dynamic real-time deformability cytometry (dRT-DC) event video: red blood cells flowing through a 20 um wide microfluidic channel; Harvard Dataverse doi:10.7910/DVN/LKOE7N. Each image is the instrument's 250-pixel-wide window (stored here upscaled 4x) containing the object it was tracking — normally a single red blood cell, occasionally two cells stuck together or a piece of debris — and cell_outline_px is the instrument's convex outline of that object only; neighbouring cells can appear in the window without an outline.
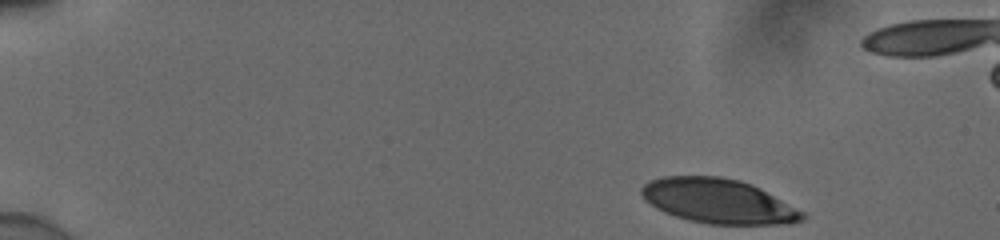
{"species": "human", "species_latin": "Homo sapiens", "temperature_condition": "cold", "stored_images_in_passage": 12, "camera_frame_rate_fps": 3000, "um_per_image_px": 0.085, "donor": {"sex": "male"}, "frame": {"image": 1, "passage_image": 1, "time_ms": 0.0, "image_size_px": [1000, 240], "cell_outline_px": [[808, 216], [804, 220], [792, 224], [708, 224], [688, 220], [664, 212], [656, 208], [644, 200], [640, 192], [640, 188], [648, 180], [664, 176], [720, 176], [740, 180], [752, 184], [760, 188], [804, 212]], "centroid_in_image_um": [61.05, 17.09], "position_along_channel_um": 23.9, "area_um2": 42.08}}
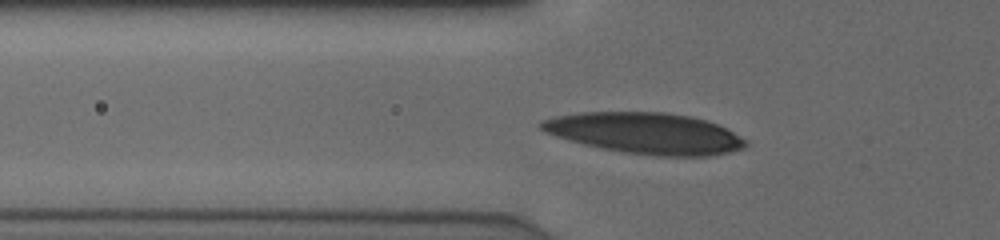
{"frame": {"image": 2, "passage_image": 9, "time_ms": 2.667, "image_size_px": [1000, 240], "cell_outline_px": [[748, 144], [744, 148], [712, 156], [656, 156], [624, 152], [600, 148], [568, 140], [544, 132], [540, 128], [540, 120], [556, 116], [580, 112], [664, 112], [688, 116], [708, 120], [732, 132], [744, 140]], "centroid_in_image_um": [54.82, 11.32], "position_along_channel_um": 71.0, "area_um2": 48.78}}
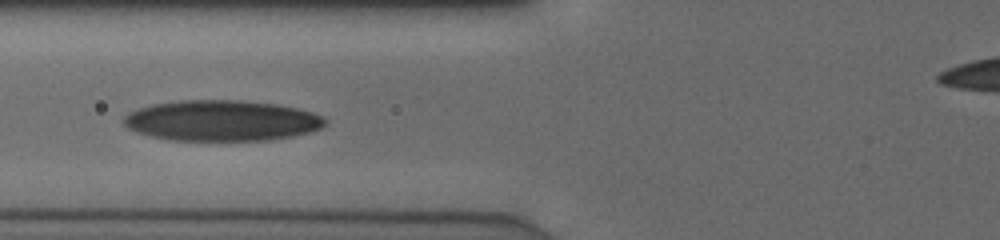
{"frame": {"image": 3, "passage_image": 11, "time_ms": 3.333, "image_size_px": [1000, 240], "cell_outline_px": [[328, 124], [320, 128], [308, 132], [292, 136], [272, 140], [168, 140], [148, 136], [136, 132], [128, 128], [124, 124], [124, 116], [128, 112], [152, 104], [180, 100], [240, 100], [276, 104], [296, 108], [312, 112], [324, 116], [328, 120]], "centroid_in_image_um": [18.85, 10.25], "position_along_channel_um": 107.0, "area_um2": 48.03}}